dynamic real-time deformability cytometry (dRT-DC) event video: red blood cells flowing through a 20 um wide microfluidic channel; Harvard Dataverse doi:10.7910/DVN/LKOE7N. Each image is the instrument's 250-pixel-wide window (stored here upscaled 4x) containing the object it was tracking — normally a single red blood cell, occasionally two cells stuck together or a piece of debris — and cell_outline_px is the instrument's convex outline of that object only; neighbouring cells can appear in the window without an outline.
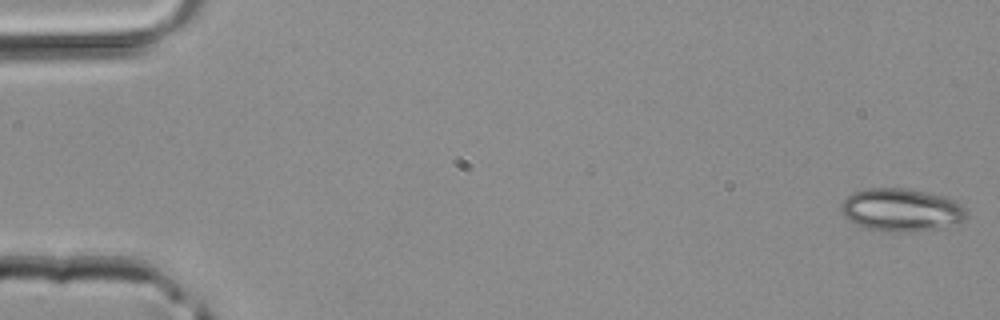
{"species": "common noctule bat (a hibernating species)", "species_latin": "Nyctalus noctula", "temperature_condition": "room temperature", "stored_images_in_passage": 45, "camera_frame_rate_fps": 3000, "um_per_image_px": 0.085, "animal": {"sex": "male", "body_mass_g": 20.4}, "frame": {"image": 1, "passage_image": 1, "time_ms": 0.0, "image_size_px": [1000, 320], "cell_outline_px": [[968, 216], [944, 228], [900, 232], [884, 232], [868, 228], [856, 224], [844, 216], [840, 212], [840, 204], [852, 192], [868, 188], [904, 188], [944, 196], [964, 204], [968, 208]], "centroid_in_image_um": [76.62, 17.84], "position_along_channel_um": 8.4, "area_um2": 31.5}}
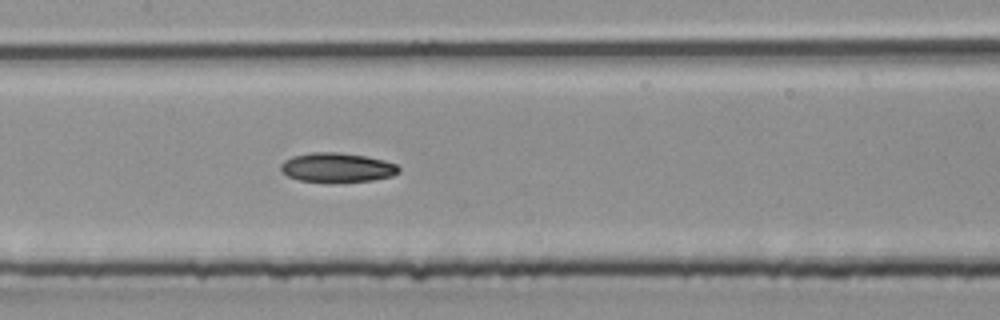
{"frame": {"image": 2, "passage_image": 22, "time_ms": 7.0, "image_size_px": [1000, 320], "cell_outline_px": [[400, 172], [392, 176], [372, 180], [332, 184], [328, 184], [300, 180], [288, 176], [280, 168], [280, 164], [284, 160], [292, 156], [312, 152], [336, 152], [368, 156], [384, 160], [396, 164], [400, 168]], "centroid_in_image_um": [28.66, 14.26], "position_along_channel_um": 178.7, "area_um2": 20.75}}
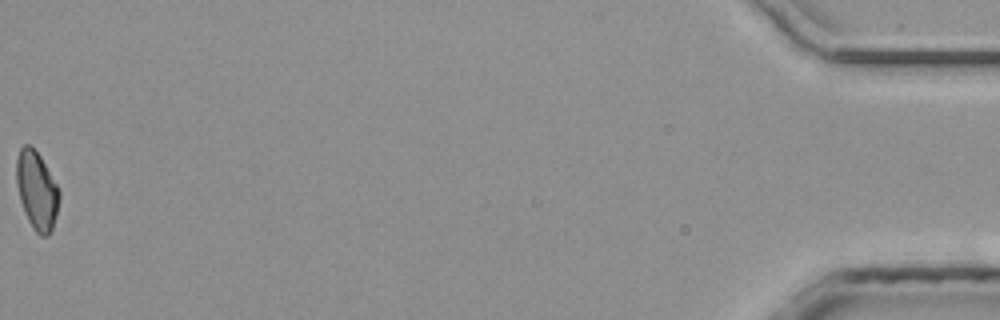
{"frame": {"image": 3, "passage_image": 45, "time_ms": 14.667, "image_size_px": [1000, 320], "cell_outline_px": [[60, 196], [56, 216], [52, 228], [48, 236], [40, 236], [32, 228], [24, 212], [20, 200], [16, 184], [16, 160], [20, 148], [24, 144], [28, 144], [40, 156], [56, 184], [60, 192]], "centroid_in_image_um": [3.11, 16.21], "position_along_channel_um": 432.1, "area_um2": 19.42}}